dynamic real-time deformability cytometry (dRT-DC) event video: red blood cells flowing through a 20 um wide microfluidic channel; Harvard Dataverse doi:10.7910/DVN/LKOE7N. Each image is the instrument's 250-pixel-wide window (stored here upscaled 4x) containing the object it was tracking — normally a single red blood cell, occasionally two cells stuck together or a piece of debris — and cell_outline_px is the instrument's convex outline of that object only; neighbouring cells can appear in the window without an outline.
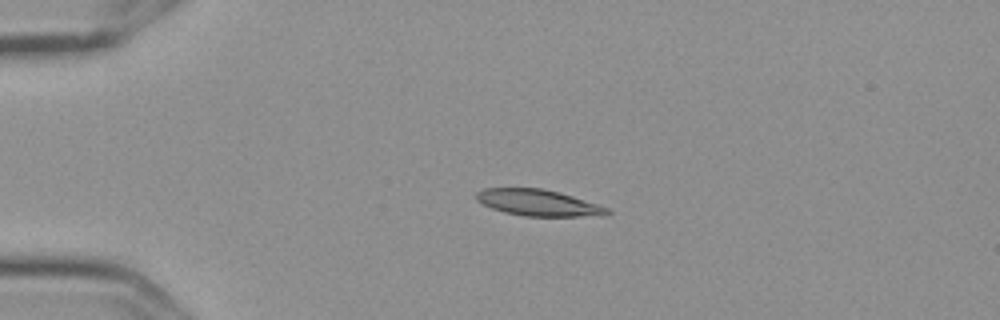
{"species": "Egyptian fruit bat (a non-hibernating species)", "species_latin": "Rousettus aegyptiacus", "temperature_condition": "cold", "stored_images_in_passage": 5, "camera_frame_rate_fps": 3000, "um_per_image_px": 0.085, "frame": {"image": 1, "passage_image": 4, "time_ms": 1.0, "image_size_px": [1000, 320], "cell_outline_px": [[612, 212], [604, 216], [524, 216], [504, 212], [492, 208], [476, 200], [476, 192], [484, 188], [540, 188], [572, 196], [608, 208]], "centroid_in_image_um": [45.74, 17.24], "position_along_channel_um": 39.3, "area_um2": 19.88}}